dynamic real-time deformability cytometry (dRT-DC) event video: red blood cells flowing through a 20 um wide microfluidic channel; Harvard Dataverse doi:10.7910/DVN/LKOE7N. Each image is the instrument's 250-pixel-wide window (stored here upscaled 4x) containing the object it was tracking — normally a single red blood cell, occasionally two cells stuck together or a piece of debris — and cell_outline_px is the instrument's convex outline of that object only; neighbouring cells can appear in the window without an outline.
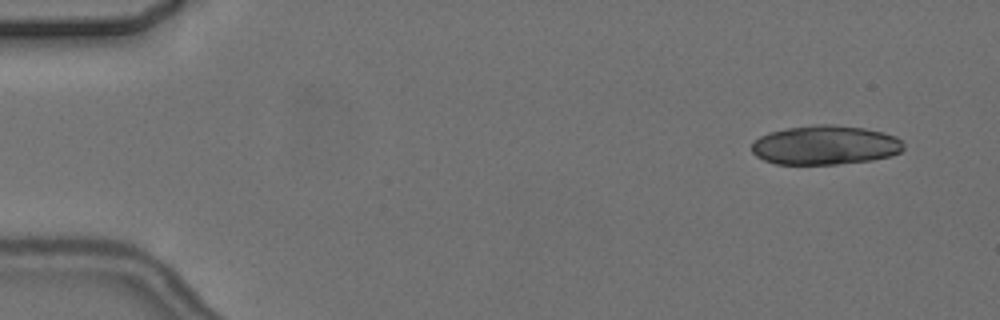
{"species": "common noctule bat (a hibernating species)", "species_latin": "Nyctalus noctula", "temperature_condition": "cold", "stored_images_in_passage": 5, "segment_of_instrument_passage": [1, 2], "camera_frame_rate_fps": 3000, "um_per_image_px": 0.085, "animal": {"sex": "female", "body_mass_g": 24.6, "forearm_length_mm": 56.2}, "frame": {"image": 1, "passage_image": 1, "time_ms": 0.0, "image_size_px": [1000, 320], "cell_outline_px": [[904, 148], [900, 152], [892, 156], [872, 160], [836, 164], [776, 164], [764, 160], [756, 156], [752, 152], [752, 144], [760, 136], [768, 132], [788, 128], [816, 124], [832, 124], [864, 128], [896, 136], [904, 144]], "centroid_in_image_um": [70.14, 12.33], "position_along_channel_um": 14.9, "area_um2": 34.74}}